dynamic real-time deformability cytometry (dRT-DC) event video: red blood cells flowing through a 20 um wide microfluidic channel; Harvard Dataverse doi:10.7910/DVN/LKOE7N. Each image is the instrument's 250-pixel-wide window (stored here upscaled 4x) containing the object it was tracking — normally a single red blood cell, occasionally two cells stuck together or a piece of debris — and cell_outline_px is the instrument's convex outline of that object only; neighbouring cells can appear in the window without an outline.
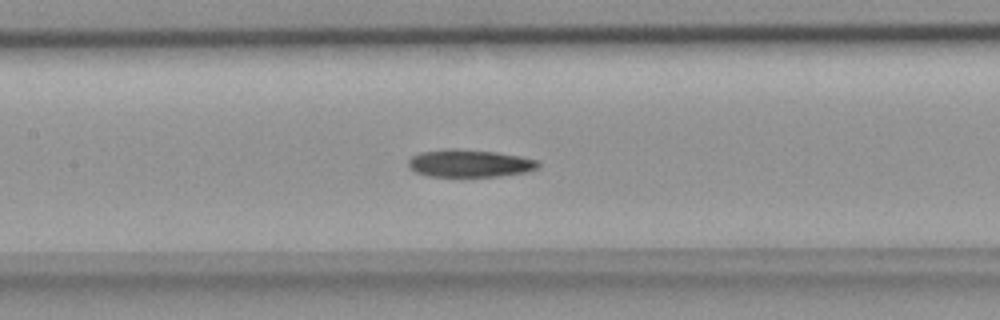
{"species": "common noctule bat (a hibernating species)", "species_latin": "Nyctalus noctula", "temperature_condition": "room temperature", "stored_images_in_passage": 34, "camera_frame_rate_fps": 3000, "um_per_image_px": 0.085, "animal": {"sex": "female", "body_mass_g": 18.4}, "frame": {"image": 1, "passage_image": 8, "time_ms": 2.333, "image_size_px": [1000, 320], "cell_outline_px": [[540, 164], [536, 168], [524, 172], [500, 176], [428, 176], [416, 172], [408, 168], [408, 160], [412, 156], [420, 152], [452, 148], [496, 152], [520, 156], [540, 160]], "centroid_in_image_um": [39.9, 13.88], "position_along_channel_um": 167.5, "area_um2": 20.81}}
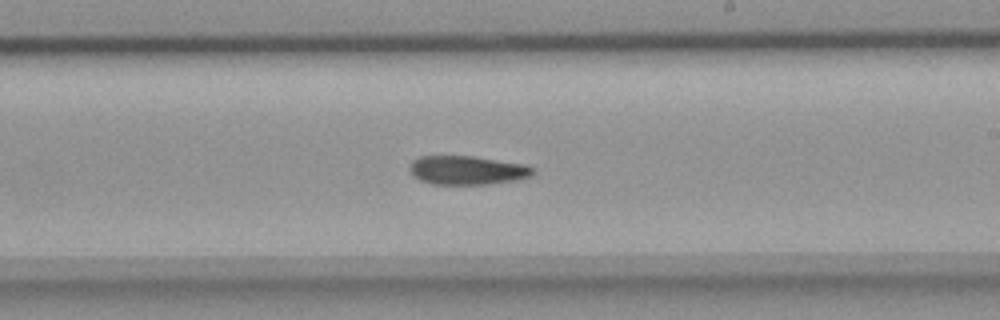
{"frame": {"image": 2, "passage_image": 14, "time_ms": 4.333, "image_size_px": [1000, 320], "cell_outline_px": [[536, 172], [532, 176], [516, 180], [488, 184], [432, 184], [420, 180], [412, 172], [412, 160], [420, 156], [472, 156], [528, 164], [536, 168]], "centroid_in_image_um": [39.82, 14.46], "position_along_channel_um": 249.2, "area_um2": 20.75}}
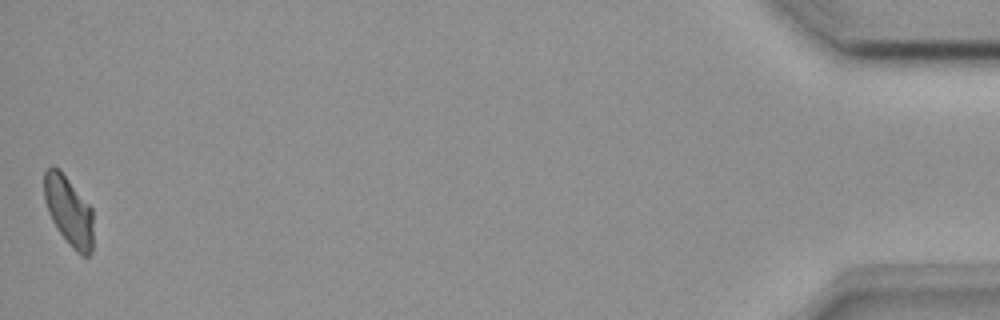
{"frame": {"image": 3, "passage_image": 34, "time_ms": 11.0, "image_size_px": [1000, 320], "cell_outline_px": [[92, 252], [88, 256], [80, 256], [76, 252], [60, 232], [52, 220], [48, 212], [44, 200], [44, 172], [52, 164], [60, 168], [92, 208]], "centroid_in_image_um": [5.83, 17.89], "position_along_channel_um": 429.4, "area_um2": 19.94}}